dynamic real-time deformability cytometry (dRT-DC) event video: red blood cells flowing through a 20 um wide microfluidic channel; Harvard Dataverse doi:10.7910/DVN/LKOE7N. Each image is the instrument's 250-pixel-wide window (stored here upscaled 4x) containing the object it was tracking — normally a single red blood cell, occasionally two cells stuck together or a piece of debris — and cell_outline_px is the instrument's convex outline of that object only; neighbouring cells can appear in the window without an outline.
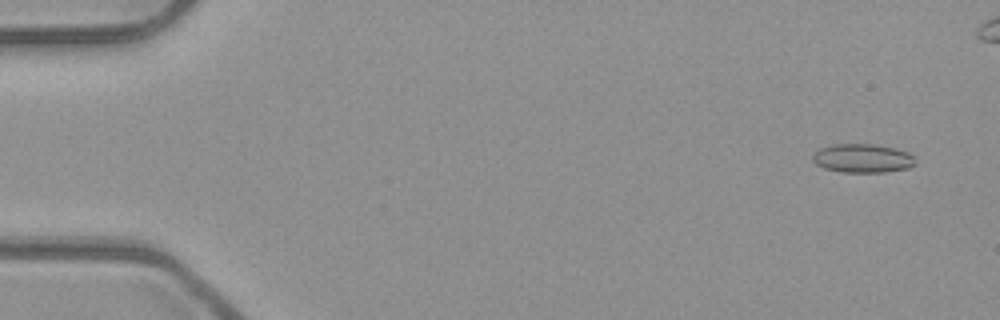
{"species": "common noctule bat (a hibernating species)", "species_latin": "Nyctalus noctula", "temperature_condition": "room temperature", "stored_images_in_passage": 48, "camera_frame_rate_fps": 3000, "um_per_image_px": 0.085, "animal": {"sex": "male", "body_mass_g": 23.1, "forearm_length_mm": 52.7}, "frame": {"image": 1, "passage_image": 4, "time_ms": 1.0, "image_size_px": [1000, 320], "cell_outline_px": [[916, 164], [908, 168], [884, 172], [840, 172], [824, 168], [816, 164], [812, 160], [812, 156], [820, 148], [832, 144], [872, 144], [896, 148], [908, 152], [912, 156]], "centroid_in_image_um": [73.31, 13.45], "position_along_channel_um": 11.7, "area_um2": 17.22}}
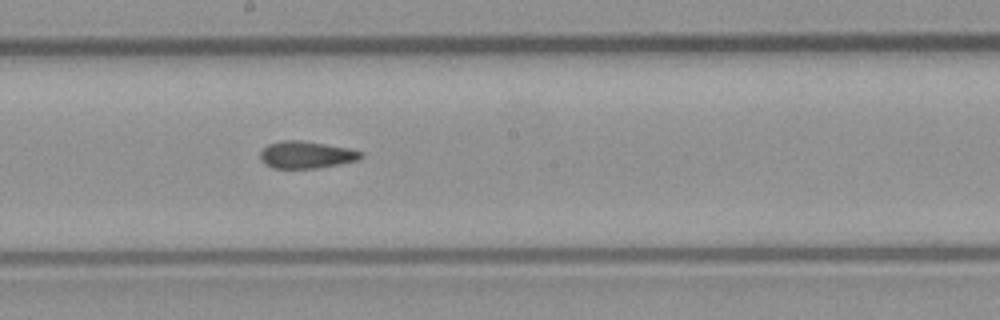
{"frame": {"image": 2, "passage_image": 30, "time_ms": 9.667, "image_size_px": [1000, 320], "cell_outline_px": [[364, 156], [360, 160], [340, 164], [316, 168], [272, 168], [264, 164], [260, 160], [260, 152], [268, 144], [284, 140], [300, 140], [348, 148], [364, 152]], "centroid_in_image_um": [26.05, 13.16], "position_along_channel_um": 222.2, "area_um2": 16.01}}
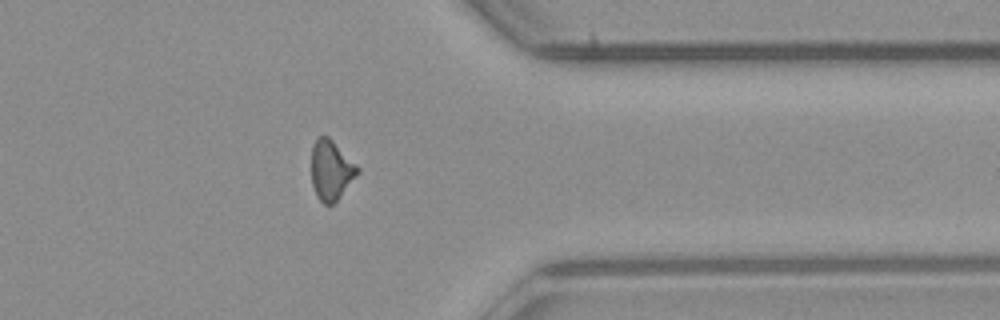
{"frame": {"image": 3, "passage_image": 43, "time_ms": 14.0, "image_size_px": [1000, 320], "cell_outline_px": [[360, 172], [336, 200], [328, 208], [320, 200], [312, 184], [312, 148], [316, 140], [320, 136], [328, 136], [360, 168]], "centroid_in_image_um": [28.15, 14.47], "position_along_channel_um": 383.2, "area_um2": 15.78}}